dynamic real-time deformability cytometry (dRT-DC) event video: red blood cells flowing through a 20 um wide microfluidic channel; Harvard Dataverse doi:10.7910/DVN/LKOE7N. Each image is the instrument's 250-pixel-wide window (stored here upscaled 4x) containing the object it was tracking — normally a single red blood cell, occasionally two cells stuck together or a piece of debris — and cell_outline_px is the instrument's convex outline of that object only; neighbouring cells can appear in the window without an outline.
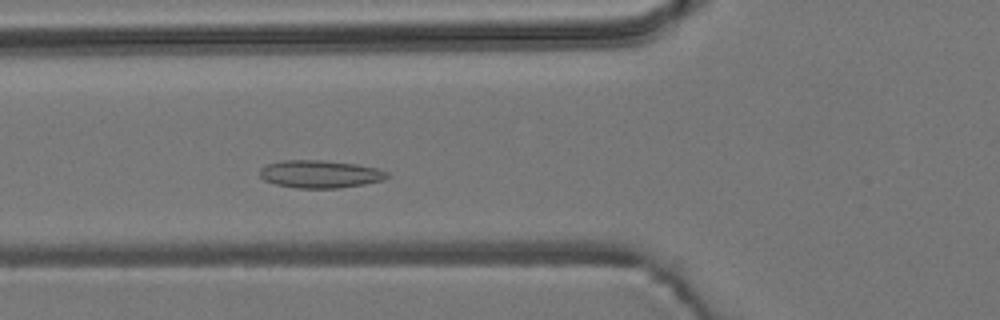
{"species": "common noctule bat (a hibernating species)", "species_latin": "Nyctalus noctula", "temperature_condition": "room temperature", "stored_images_in_passage": 49, "camera_frame_rate_fps": 3000, "um_per_image_px": 0.085, "animal": {"sex": "male", "body_mass_g": 19.2, "forearm_length_mm": 51.8}, "frame": {"image": 1, "passage_image": 14, "time_ms": 4.333, "image_size_px": [1000, 320], "cell_outline_px": [[392, 176], [384, 180], [364, 184], [340, 188], [296, 188], [276, 184], [264, 180], [260, 176], [260, 168], [264, 164], [280, 160], [320, 160], [356, 164], [376, 168], [388, 172]], "centroid_in_image_um": [27.2, 14.79], "position_along_channel_um": 98.6, "area_um2": 20.75}}
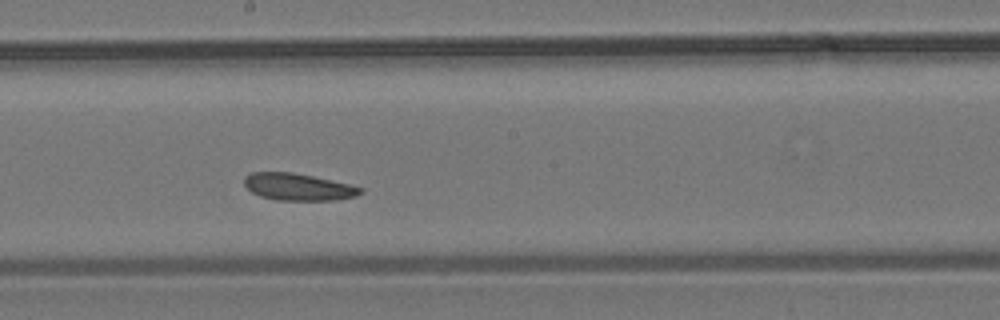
{"frame": {"image": 2, "passage_image": 24, "time_ms": 7.667, "image_size_px": [1000, 320], "cell_outline_px": [[364, 192], [356, 196], [336, 200], [276, 200], [260, 196], [252, 192], [244, 184], [244, 176], [252, 172], [292, 172], [312, 176], [348, 184], [364, 188]], "centroid_in_image_um": [25.34, 15.89], "position_along_channel_um": 222.9, "area_um2": 18.26}}
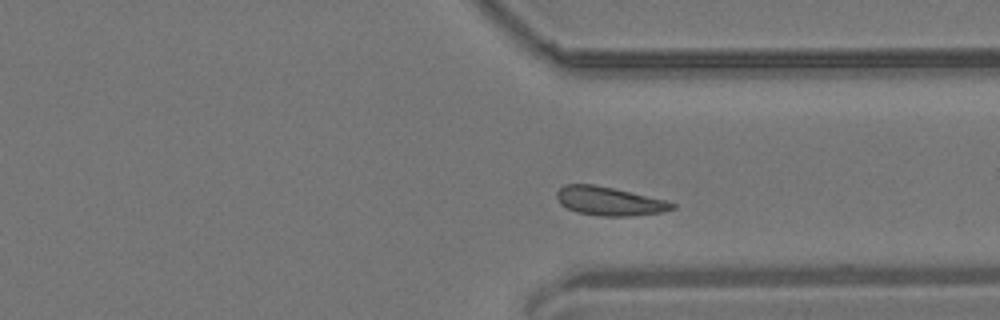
{"frame": {"image": 3, "passage_image": 35, "time_ms": 11.333, "image_size_px": [1000, 320], "cell_outline_px": [[676, 208], [660, 212], [628, 216], [600, 216], [576, 212], [560, 204], [556, 196], [556, 192], [564, 184], [596, 184], [664, 200], [676, 204]], "centroid_in_image_um": [51.74, 17.09], "position_along_channel_um": 359.7, "area_um2": 19.13}, "authors_computed_cell_mechanics": {"area_um2": 19.2474, "velocity_mm_per_s": 3.72, "shape_relaxation_time_tau1_ms": null, "shape_relaxation_time_tau2_ms": 5.5896, "deformation_change_tau1": null, "deformation_change_tau2": 0.1224}}